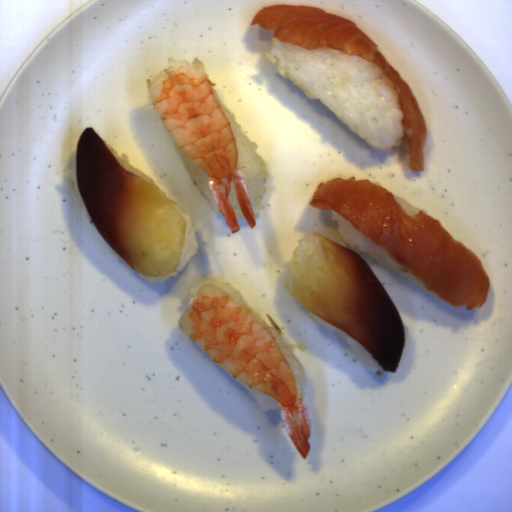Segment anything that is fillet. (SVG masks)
I'll return each mask as SVG.
<instances>
[{
  "label": "fillet",
  "instance_id": "fillet-1",
  "mask_svg": "<svg viewBox=\"0 0 512 512\" xmlns=\"http://www.w3.org/2000/svg\"><path fill=\"white\" fill-rule=\"evenodd\" d=\"M309 206L337 213L450 306L485 305L490 281L481 258L426 211L410 216L387 189L354 176L331 178L318 184Z\"/></svg>",
  "mask_w": 512,
  "mask_h": 512
},
{
  "label": "fillet",
  "instance_id": "fillet-2",
  "mask_svg": "<svg viewBox=\"0 0 512 512\" xmlns=\"http://www.w3.org/2000/svg\"><path fill=\"white\" fill-rule=\"evenodd\" d=\"M77 193L103 240L136 273L178 270L186 237L184 208L127 172L92 126L75 146Z\"/></svg>",
  "mask_w": 512,
  "mask_h": 512
},
{
  "label": "fillet",
  "instance_id": "fillet-3",
  "mask_svg": "<svg viewBox=\"0 0 512 512\" xmlns=\"http://www.w3.org/2000/svg\"><path fill=\"white\" fill-rule=\"evenodd\" d=\"M290 296L309 313L349 336L384 372L395 373L406 333L402 320L369 263L350 247L317 232L299 238Z\"/></svg>",
  "mask_w": 512,
  "mask_h": 512
},
{
  "label": "fillet",
  "instance_id": "fillet-4",
  "mask_svg": "<svg viewBox=\"0 0 512 512\" xmlns=\"http://www.w3.org/2000/svg\"><path fill=\"white\" fill-rule=\"evenodd\" d=\"M272 30L280 41L307 50L332 49L363 58L382 68L397 96L404 141L408 147V170L424 172L427 139L425 117L405 80L380 53L376 43L356 23L319 7L273 5L256 12L250 25Z\"/></svg>",
  "mask_w": 512,
  "mask_h": 512
}]
</instances>
